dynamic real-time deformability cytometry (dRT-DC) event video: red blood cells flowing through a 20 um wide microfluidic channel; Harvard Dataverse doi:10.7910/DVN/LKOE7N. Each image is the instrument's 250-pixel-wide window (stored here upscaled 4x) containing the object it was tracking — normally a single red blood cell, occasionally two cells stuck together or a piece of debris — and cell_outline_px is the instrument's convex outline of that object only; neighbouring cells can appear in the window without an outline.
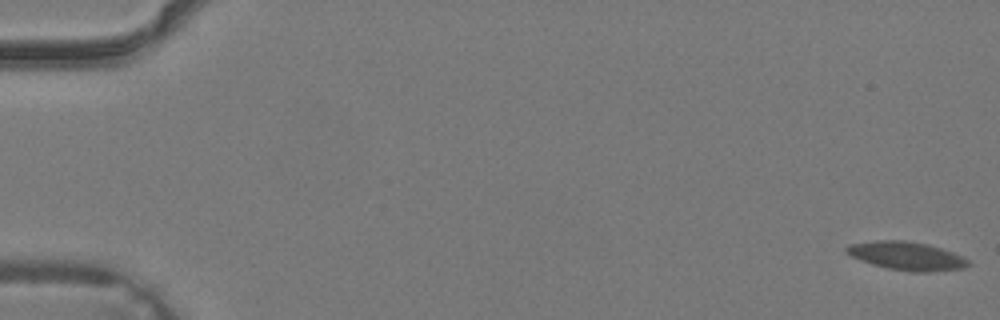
{"species": "common noctule bat (a hibernating species)", "species_latin": "Nyctalus noctula", "temperature_condition": "warm", "stored_images_in_passage": 43, "camera_frame_rate_fps": 3000, "um_per_image_px": 0.085, "animal": {"sex": "male", "body_mass_g": 19.2, "forearm_length_mm": 51.8}, "frame": {"image": 1, "passage_image": 1, "time_ms": 0.0, "image_size_px": [1000, 320], "cell_outline_px": [[972, 264], [964, 268], [932, 272], [912, 272], [888, 268], [872, 264], [852, 256], [844, 248], [848, 244], [876, 240], [904, 240], [928, 244], [964, 256]], "centroid_in_image_um": [77.11, 21.75], "position_along_channel_um": 7.9, "area_um2": 20.17}}
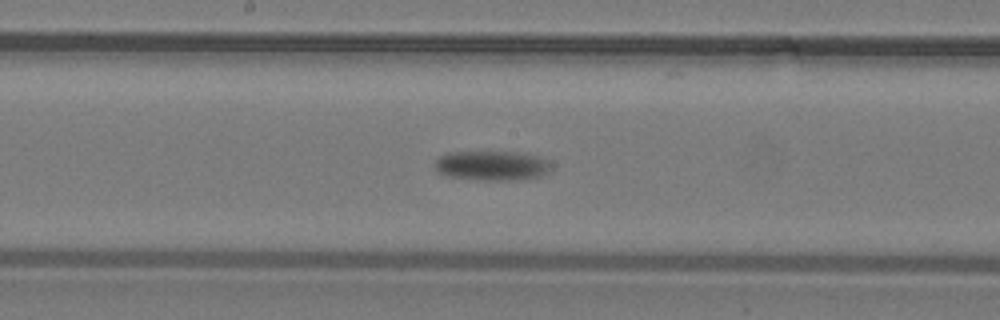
{"frame": {"image": 2, "passage_image": 24, "time_ms": 7.667, "image_size_px": [1000, 320], "cell_outline_px": [[552, 168], [548, 172], [540, 176], [512, 180], [480, 180], [444, 176], [436, 172], [432, 164], [440, 156], [448, 152], [528, 152], [540, 156], [548, 160], [552, 164]], "centroid_in_image_um": [41.8, 14.07], "position_along_channel_um": 206.4, "area_um2": 20.63}}
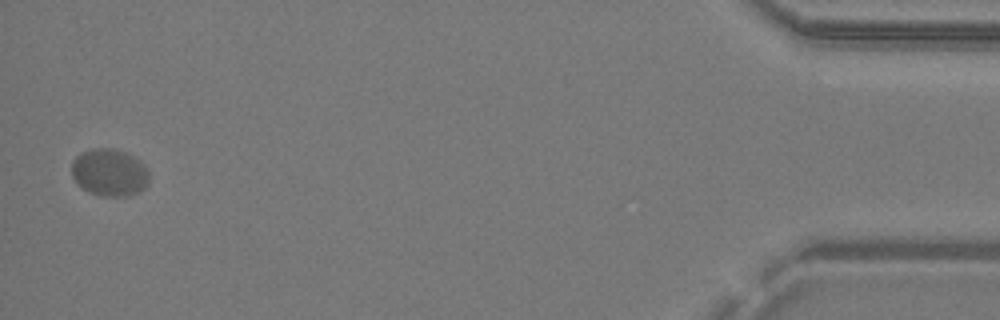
{"frame": {"image": 3, "passage_image": 43, "time_ms": 14.0, "image_size_px": [1000, 320], "cell_outline_px": [[148, 184], [144, 188], [128, 196], [100, 196], [88, 192], [72, 176], [72, 160], [80, 152], [92, 148], [116, 148], [140, 160], [144, 164], [148, 172]], "centroid_in_image_um": [9.3, 14.64], "position_along_channel_um": 425.9, "area_um2": 21.39}}